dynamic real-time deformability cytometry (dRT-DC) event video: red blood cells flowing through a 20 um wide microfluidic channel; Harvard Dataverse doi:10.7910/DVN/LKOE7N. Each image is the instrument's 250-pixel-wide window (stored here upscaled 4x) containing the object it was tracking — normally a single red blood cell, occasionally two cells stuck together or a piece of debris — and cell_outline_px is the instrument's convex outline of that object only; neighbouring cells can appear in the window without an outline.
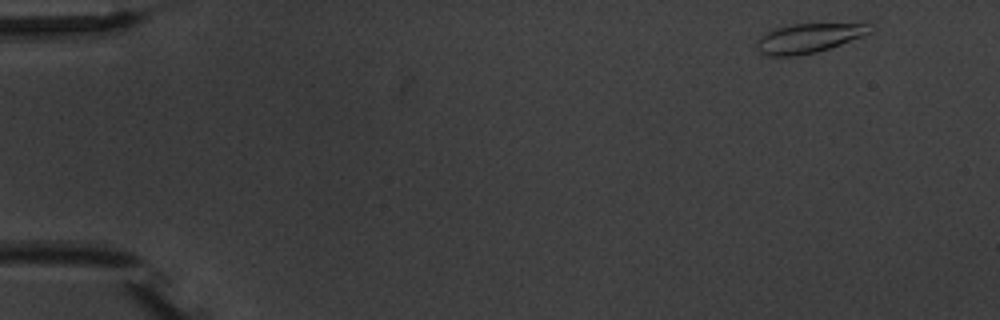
{"species": "common noctule bat (a hibernating species)", "species_latin": "Nyctalus noctula", "temperature_condition": "warm", "stored_images_in_passage": 7, "camera_frame_rate_fps": 3000, "um_per_image_px": 0.085, "animal": {"sex": "male", "body_mass_g": 20.1, "forearm_length_mm": 53.5}, "frame": {"image": 1, "passage_image": 1, "time_ms": 0.0, "image_size_px": [1000, 320], "cell_outline_px": [[872, 32], [864, 36], [816, 52], [796, 56], [768, 56], [760, 52], [756, 48], [756, 40], [760, 36], [776, 28], [792, 24], [872, 24]], "centroid_in_image_um": [68.71, 3.25], "position_along_channel_um": 16.3, "area_um2": 19.25}}
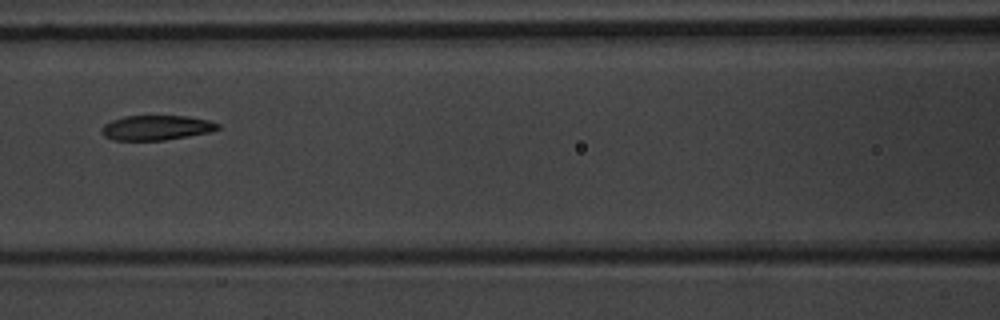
{"frame": {"image": 2, "passage_image": 7, "time_ms": 7.0, "image_size_px": [1000, 320], "cell_outline_px": [[220, 128], [212, 132], [164, 140], [112, 140], [104, 136], [100, 132], [100, 128], [104, 124], [112, 120], [124, 116], [188, 116], [208, 120], [220, 124]], "centroid_in_image_um": [13.28, 10.85], "position_along_channel_um": 153.3, "area_um2": 16.94}}